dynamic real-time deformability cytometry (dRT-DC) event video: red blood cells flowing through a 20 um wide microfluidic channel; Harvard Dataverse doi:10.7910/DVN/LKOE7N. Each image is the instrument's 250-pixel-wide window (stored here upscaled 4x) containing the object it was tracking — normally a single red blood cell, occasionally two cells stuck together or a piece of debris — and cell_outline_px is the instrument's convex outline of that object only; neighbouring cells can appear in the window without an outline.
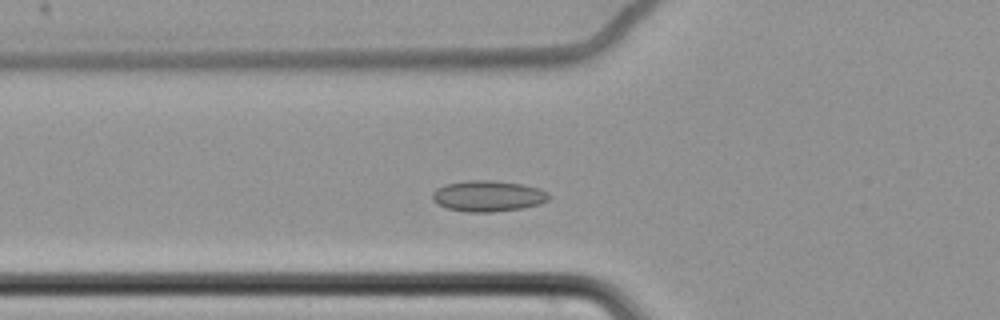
{"species": "common noctule bat (a hibernating species)", "species_latin": "Nyctalus noctula", "temperature_condition": "cold", "stored_images_in_passage": 48, "camera_frame_rate_fps": 3000, "um_per_image_px": 0.085, "animal": {"sex": "female", "body_mass_g": 22.7, "forearm_length_mm": 54.2}, "frame": {"image": 1, "passage_image": 9, "time_ms": 2.667, "image_size_px": [1000, 320], "cell_outline_px": [[552, 196], [548, 200], [540, 204], [520, 208], [492, 212], [468, 212], [448, 208], [436, 204], [432, 200], [432, 192], [436, 188], [444, 184], [468, 180], [492, 180], [520, 184], [540, 188], [548, 192]], "centroid_in_image_um": [41.47, 16.65], "position_along_channel_um": 84.3, "area_um2": 21.15}}
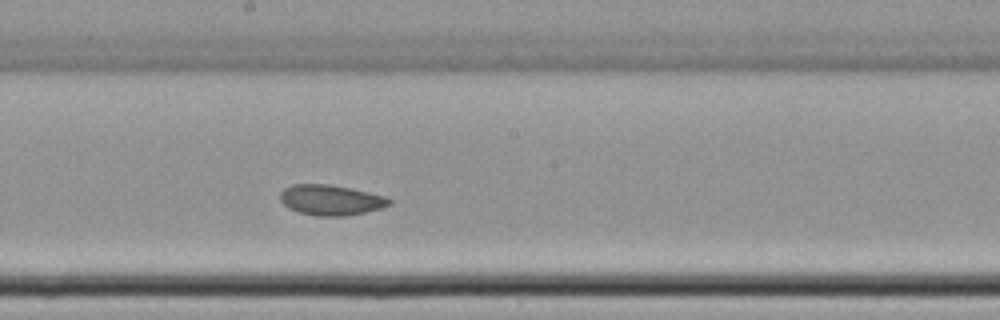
{"frame": {"image": 2, "passage_image": 21, "time_ms": 6.667, "image_size_px": [1000, 320], "cell_outline_px": [[392, 204], [380, 208], [364, 212], [344, 216], [316, 216], [300, 212], [288, 208], [280, 200], [280, 192], [284, 188], [292, 184], [328, 184], [368, 192], [384, 196], [392, 200]], "centroid_in_image_um": [28.09, 17.0], "position_along_channel_um": 220.1, "area_um2": 19.19}}
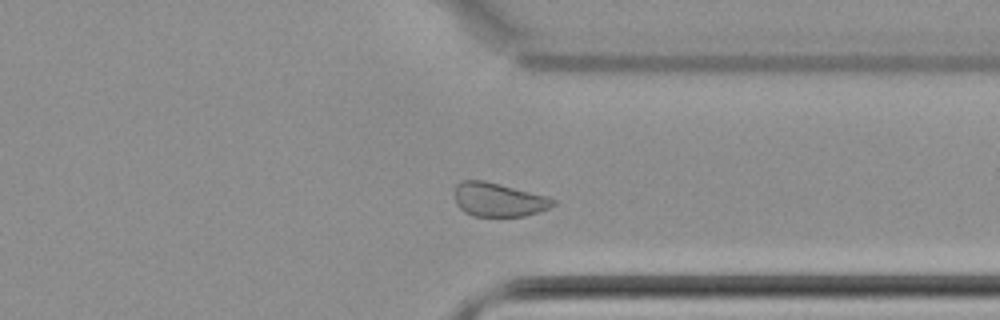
{"frame": {"image": 3, "passage_image": 34, "time_ms": 11.0, "image_size_px": [1000, 320], "cell_outline_px": [[556, 204], [540, 212], [524, 216], [472, 216], [464, 212], [456, 204], [456, 184], [460, 180], [484, 180], [548, 196], [556, 200]], "centroid_in_image_um": [42.39, 16.97], "position_along_channel_um": 369.0, "area_um2": 19.48}, "authors_computed_cell_mechanics": {"area_um2": 20.2589, "velocity_mm_per_s": 3.414, "shape_relaxation_time_tau1_ms": null, "shape_relaxation_time_tau2_ms": 1.8132, "deformation_change_tau1": null, "deformation_change_tau2": 0.0472}}